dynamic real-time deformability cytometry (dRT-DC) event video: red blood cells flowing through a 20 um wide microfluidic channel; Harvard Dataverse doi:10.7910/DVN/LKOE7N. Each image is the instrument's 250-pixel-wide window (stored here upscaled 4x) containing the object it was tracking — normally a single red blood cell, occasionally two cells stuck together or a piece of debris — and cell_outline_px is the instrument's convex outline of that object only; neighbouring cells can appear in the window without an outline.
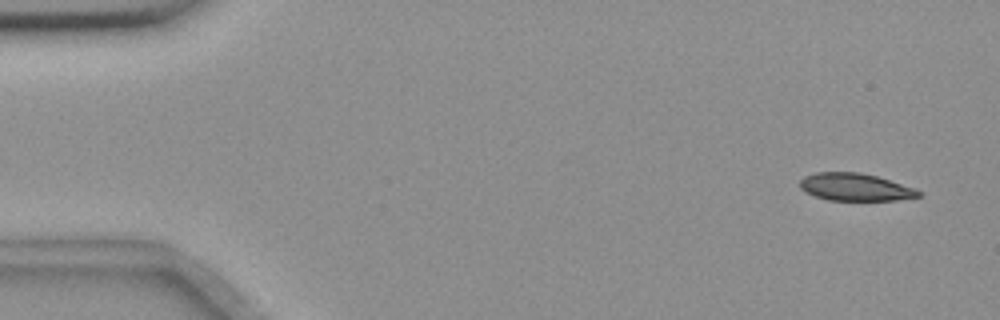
{"species": "common noctule bat (a hibernating species)", "species_latin": "Nyctalus noctula", "temperature_condition": "room temperature", "stored_images_in_passage": 12, "camera_frame_rate_fps": 3000, "um_per_image_px": 0.085, "animal": {"sex": "female", "body_mass_g": 18.4}, "frame": {"image": 1, "passage_image": 1, "time_ms": 0.0, "image_size_px": [1000, 320], "cell_outline_px": [[920, 196], [888, 200], [832, 200], [808, 192], [800, 184], [808, 176], [824, 172], [852, 172], [872, 176], [920, 192]], "centroid_in_image_um": [72.66, 15.92], "position_along_channel_um": 12.3, "area_um2": 17.28}}